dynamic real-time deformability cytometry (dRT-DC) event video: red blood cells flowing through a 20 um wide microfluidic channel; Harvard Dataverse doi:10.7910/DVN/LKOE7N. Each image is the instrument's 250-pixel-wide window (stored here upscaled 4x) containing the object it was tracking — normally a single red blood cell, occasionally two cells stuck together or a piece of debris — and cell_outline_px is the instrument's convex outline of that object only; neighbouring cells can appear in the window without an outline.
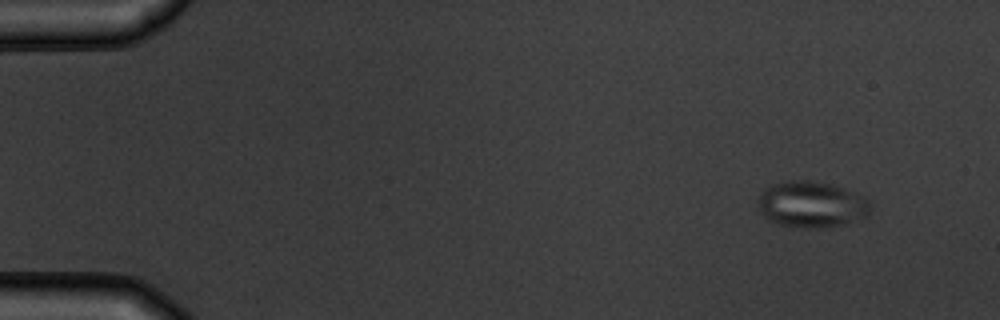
{"species": "common noctule bat (a hibernating species)", "species_latin": "Nyctalus noctula", "temperature_condition": "warm", "stored_images_in_passage": 5, "camera_frame_rate_fps": 3000, "um_per_image_px": 0.085, "animal": {"sex": "male", "body_mass_g": 19.5, "forearm_length_mm": 54.6}, "frame": {"image": 1, "passage_image": 1, "time_ms": 0.0, "image_size_px": [1000, 320], "cell_outline_px": [[868, 216], [844, 224], [820, 228], [812, 228], [780, 224], [768, 220], [760, 212], [756, 200], [760, 192], [764, 188], [788, 180], [804, 180], [832, 184], [844, 188], [864, 196], [868, 200]], "centroid_in_image_um": [68.94, 17.37], "position_along_channel_um": 16.1, "area_um2": 30.17}}